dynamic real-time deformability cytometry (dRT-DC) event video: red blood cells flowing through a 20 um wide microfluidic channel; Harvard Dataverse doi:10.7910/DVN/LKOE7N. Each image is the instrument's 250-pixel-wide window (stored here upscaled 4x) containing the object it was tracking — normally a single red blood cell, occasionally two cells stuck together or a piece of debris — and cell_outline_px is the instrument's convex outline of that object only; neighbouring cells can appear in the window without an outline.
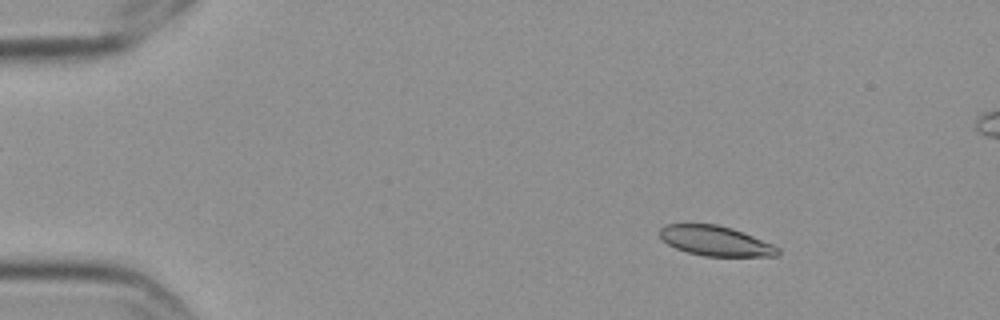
{"species": "Egyptian fruit bat (a non-hibernating species)", "species_latin": "Rousettus aegyptiacus", "temperature_condition": "cold", "stored_images_in_passage": 6, "camera_frame_rate_fps": 3000, "um_per_image_px": 0.085, "frame": {"image": 1, "passage_image": 2, "time_ms": 0.333, "image_size_px": [1000, 320], "cell_outline_px": [[780, 252], [776, 256], [704, 256], [688, 252], [676, 248], [668, 244], [656, 232], [664, 224], [716, 224], [732, 228], [744, 232], [772, 244], [780, 248]], "centroid_in_image_um": [60.8, 20.47], "position_along_channel_um": 24.2, "area_um2": 20.63}}
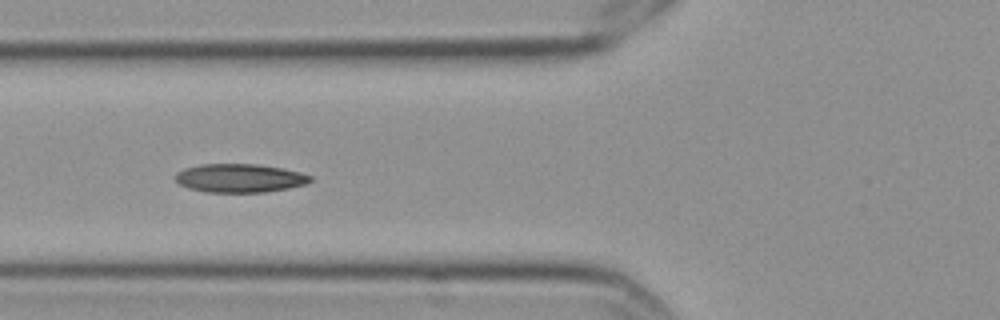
{"frame": {"image": 2, "passage_image": 6, "time_ms": 1.667, "image_size_px": [1000, 320], "cell_outline_px": [[312, 180], [304, 184], [288, 188], [264, 192], [208, 192], [188, 188], [180, 184], [176, 180], [176, 172], [184, 168], [200, 164], [256, 164], [280, 168], [300, 172], [312, 176]], "centroid_in_image_um": [20.35, 15.13], "position_along_channel_um": 105.4, "area_um2": 22.31}}